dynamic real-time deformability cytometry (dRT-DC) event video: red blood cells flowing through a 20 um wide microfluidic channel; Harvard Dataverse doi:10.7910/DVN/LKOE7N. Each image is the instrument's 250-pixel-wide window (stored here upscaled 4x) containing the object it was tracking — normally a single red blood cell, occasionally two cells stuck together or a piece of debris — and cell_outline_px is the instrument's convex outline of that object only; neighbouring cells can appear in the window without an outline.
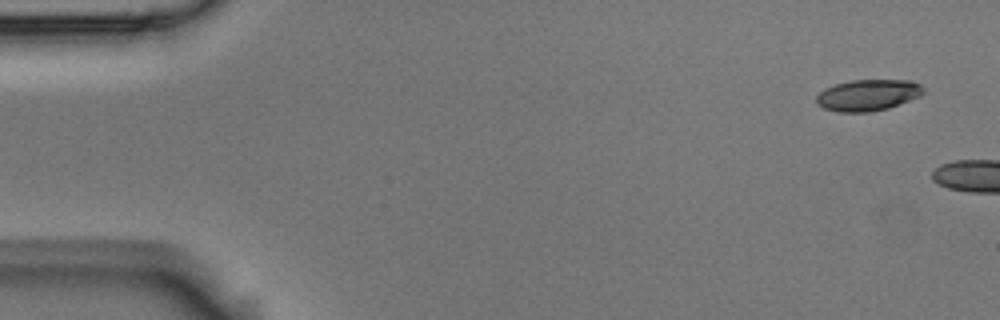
{"species": "Egyptian fruit bat (a non-hibernating species)", "species_latin": "Rousettus aegyptiacus", "temperature_condition": "room temperature", "stored_images_in_passage": 3, "camera_frame_rate_fps": 3000, "um_per_image_px": 0.085, "animal": {"sex": "male"}, "frame": {"image": 1, "passage_image": 1, "time_ms": 0.0, "image_size_px": [1000, 320], "cell_outline_px": [[924, 92], [920, 96], [888, 108], [868, 112], [836, 112], [824, 108], [816, 104], [816, 96], [824, 88], [836, 84], [852, 80], [912, 80], [920, 84], [924, 88]], "centroid_in_image_um": [73.76, 8.08], "position_along_channel_um": 11.2, "area_um2": 19.59}}